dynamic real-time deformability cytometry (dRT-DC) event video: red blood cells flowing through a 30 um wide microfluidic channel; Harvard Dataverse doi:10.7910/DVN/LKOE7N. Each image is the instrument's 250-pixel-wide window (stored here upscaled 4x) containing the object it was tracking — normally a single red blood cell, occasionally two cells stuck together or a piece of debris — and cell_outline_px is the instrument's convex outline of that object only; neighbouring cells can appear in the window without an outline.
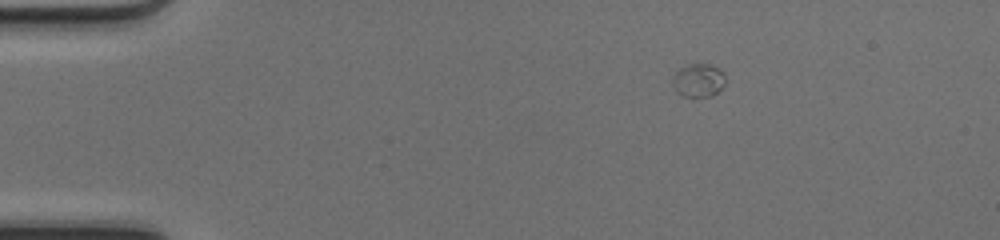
{"species": "common noctule bat (a hibernating species)", "species_latin": "Nyctalus noctula", "temperature_condition": "cold", "stored_images_in_passage": 42, "camera_frame_rate_fps": 3000, "um_per_image_px": 0.085, "animal": {"sex": "female", "body_mass_g": 17.0, "forearm_length_mm": 48.0}, "frame": {"image": 1, "passage_image": 1, "time_ms": 0.0, "image_size_px": [1000, 240], "cell_outline_px": [[724, 84], [712, 96], [680, 96], [676, 92], [672, 84], [672, 76], [680, 68], [692, 64], [708, 64], [724, 72]], "centroid_in_image_um": [59.32, 6.84], "position_along_channel_um": 25.7, "area_um2": 10.12}}
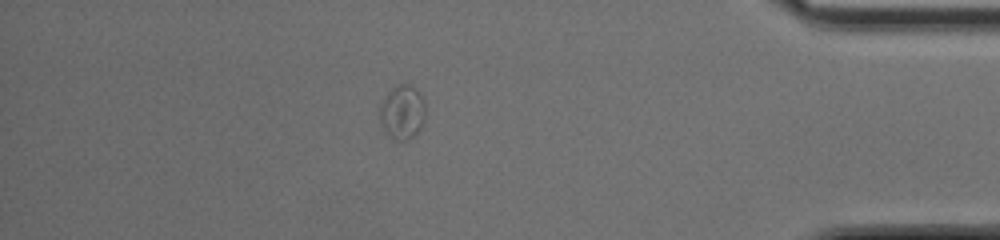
{"frame": {"image": 2, "passage_image": 36, "time_ms": 11.667, "image_size_px": [1000, 240], "cell_outline_px": [[424, 120], [420, 128], [408, 140], [392, 140], [380, 124], [380, 104], [388, 92], [392, 88], [400, 84], [412, 84], [416, 88], [424, 100]], "centroid_in_image_um": [34.18, 9.53], "position_along_channel_um": 401.0, "area_um2": 14.39}}